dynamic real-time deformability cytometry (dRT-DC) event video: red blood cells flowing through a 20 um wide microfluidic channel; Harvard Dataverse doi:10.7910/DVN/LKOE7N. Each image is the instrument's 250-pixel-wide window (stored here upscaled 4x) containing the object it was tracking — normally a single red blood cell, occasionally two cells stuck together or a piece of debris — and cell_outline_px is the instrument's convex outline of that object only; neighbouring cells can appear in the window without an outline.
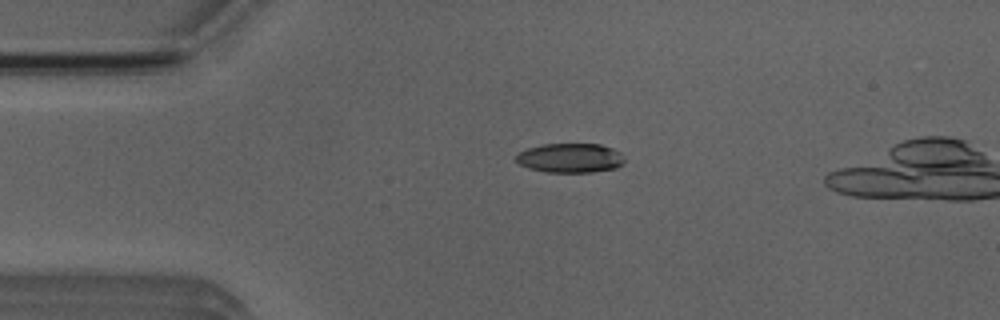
{"species": "Egyptian fruit bat (a non-hibernating species)", "species_latin": "Rousettus aegyptiacus", "temperature_condition": "room temperature", "stored_images_in_passage": 5, "camera_frame_rate_fps": 3000, "um_per_image_px": 0.085, "animal": {"sex": "male"}, "frame": {"image": 1, "passage_image": 3, "time_ms": 2.333, "image_size_px": [1000, 320], "cell_outline_px": [[624, 160], [616, 168], [592, 172], [548, 172], [528, 168], [520, 164], [516, 160], [516, 156], [520, 152], [528, 148], [544, 144], [600, 144], [612, 148], [620, 152]], "centroid_in_image_um": [48.47, 13.43], "position_along_channel_um": 36.5, "area_um2": 18.38}}